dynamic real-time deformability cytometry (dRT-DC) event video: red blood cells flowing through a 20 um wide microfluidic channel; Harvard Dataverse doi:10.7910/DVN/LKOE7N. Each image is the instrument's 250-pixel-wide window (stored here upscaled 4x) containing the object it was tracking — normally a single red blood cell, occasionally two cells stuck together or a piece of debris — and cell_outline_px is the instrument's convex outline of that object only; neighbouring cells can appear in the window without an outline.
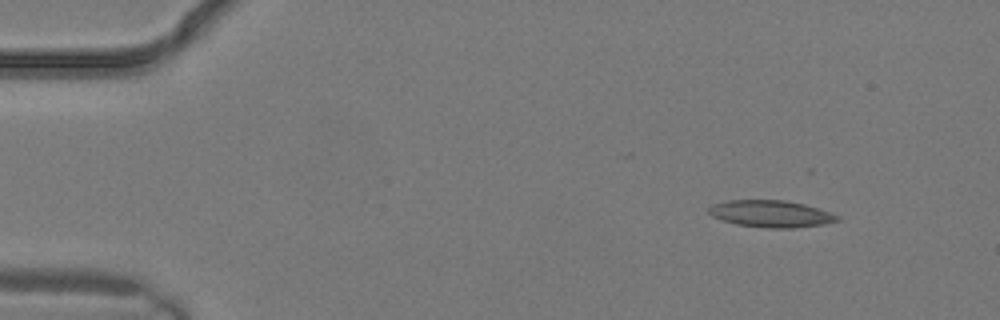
{"species": "common noctule bat (a hibernating species)", "species_latin": "Nyctalus noctula", "temperature_condition": "warm", "stored_images_in_passage": 2, "camera_frame_rate_fps": 3000, "um_per_image_px": 0.085, "animal": {"sex": "male", "body_mass_g": 19.2, "forearm_length_mm": 51.8}, "frame": {"image": 1, "passage_image": 1, "time_ms": 0.0, "image_size_px": [1000, 320], "cell_outline_px": [[840, 220], [824, 224], [792, 228], [768, 228], [736, 224], [712, 216], [708, 212], [708, 208], [712, 204], [728, 200], [784, 200], [804, 204], [840, 216]], "centroid_in_image_um": [65.51, 18.17], "position_along_channel_um": 19.5, "area_um2": 20.0}}